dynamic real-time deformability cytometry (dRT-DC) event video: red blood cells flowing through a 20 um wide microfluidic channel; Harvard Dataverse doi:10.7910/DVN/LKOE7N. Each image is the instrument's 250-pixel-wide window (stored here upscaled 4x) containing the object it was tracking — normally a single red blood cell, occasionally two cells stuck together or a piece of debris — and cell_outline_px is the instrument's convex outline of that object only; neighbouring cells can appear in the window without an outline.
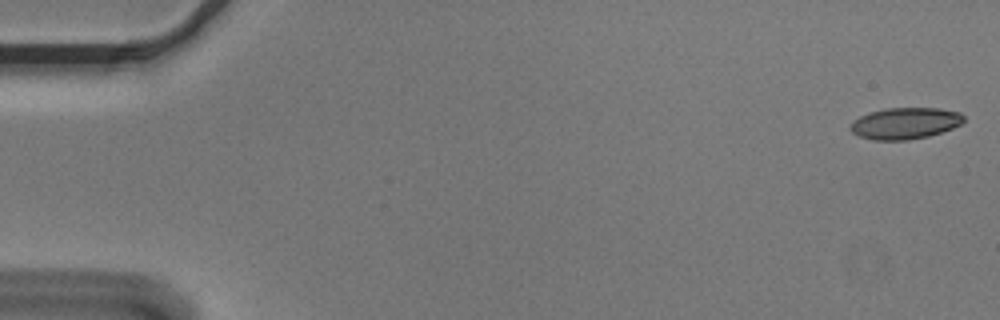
{"species": "Egyptian fruit bat (a non-hibernating species)", "species_latin": "Rousettus aegyptiacus", "temperature_condition": "cold", "stored_images_in_passage": 55, "camera_frame_rate_fps": 3000, "um_per_image_px": 0.085, "animal": {"sex": "male"}, "frame": {"image": 1, "passage_image": 1, "time_ms": 0.0, "image_size_px": [1000, 320], "cell_outline_px": [[964, 120], [960, 124], [952, 128], [928, 136], [908, 140], [872, 140], [860, 136], [852, 132], [848, 128], [860, 116], [868, 112], [884, 108], [940, 108], [960, 112], [964, 116]], "centroid_in_image_um": [76.93, 10.47], "position_along_channel_um": 8.1, "area_um2": 20.75}}
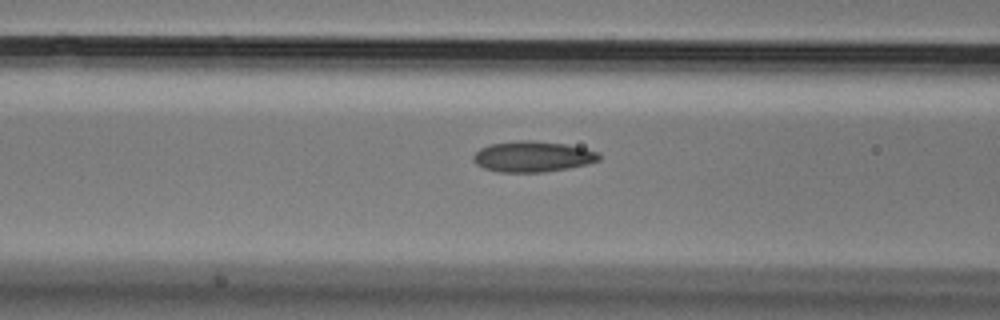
{"frame": {"image": 2, "passage_image": 22, "time_ms": 7.0, "image_size_px": [1000, 320], "cell_outline_px": [[600, 160], [588, 164], [568, 168], [544, 172], [500, 172], [484, 168], [476, 164], [472, 160], [472, 156], [480, 148], [488, 144], [520, 140], [532, 140], [568, 144], [600, 152]], "centroid_in_image_um": [45.28, 13.3], "position_along_channel_um": 121.3, "area_um2": 22.77}}
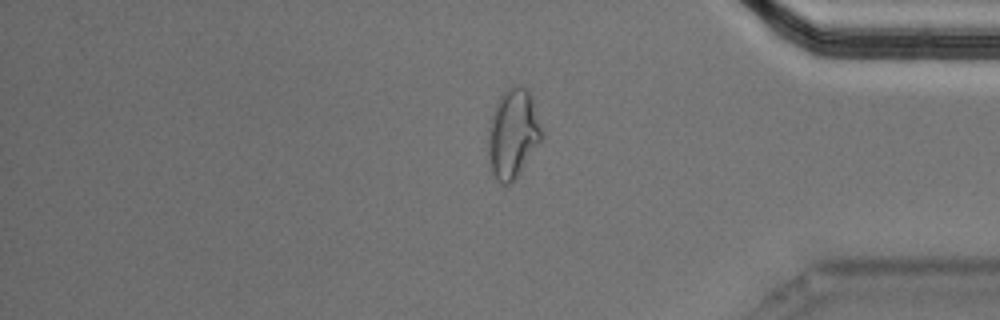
{"frame": {"image": 3, "passage_image": 46, "time_ms": 15.0, "image_size_px": [1000, 320], "cell_outline_px": [[544, 136], [512, 184], [500, 184], [492, 172], [488, 160], [488, 128], [496, 104], [500, 96], [512, 84], [520, 84], [528, 88], [532, 96]], "centroid_in_image_um": [43.61, 11.34], "position_along_channel_um": 391.6, "area_um2": 28.09}, "authors_computed_cell_mechanics": {"area_um2": 21.964, "velocity_mm_per_s": 3.6324, "shape_relaxation_time_tau1_ms": null, "shape_relaxation_time_tau2_ms": 1.8727, "deformation_change_tau1": null, "deformation_change_tau2": 0.0712}}